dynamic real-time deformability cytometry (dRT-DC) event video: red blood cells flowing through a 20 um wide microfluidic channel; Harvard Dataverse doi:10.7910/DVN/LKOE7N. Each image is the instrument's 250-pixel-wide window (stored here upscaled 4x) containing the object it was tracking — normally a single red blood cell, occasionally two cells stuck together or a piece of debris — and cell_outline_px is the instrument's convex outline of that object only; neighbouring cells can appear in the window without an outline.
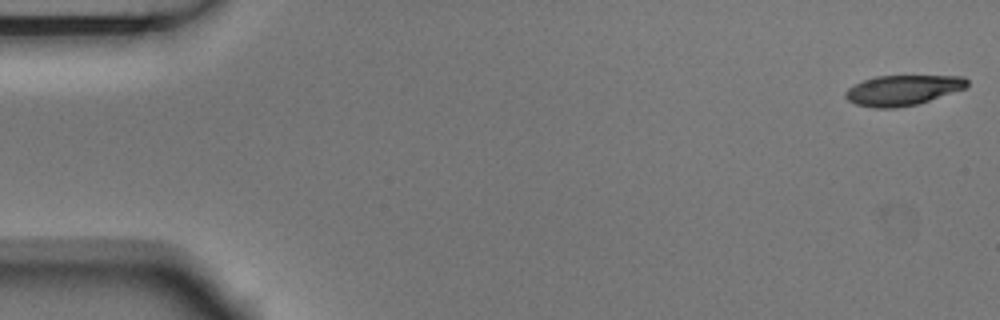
{"species": "Egyptian fruit bat (a non-hibernating species)", "species_latin": "Rousettus aegyptiacus", "temperature_condition": "room temperature", "stored_images_in_passage": 4, "camera_frame_rate_fps": 3000, "um_per_image_px": 0.085, "animal": {"sex": "male"}, "frame": {"image": 1, "passage_image": 1, "time_ms": 0.0, "image_size_px": [1000, 320], "cell_outline_px": [[968, 84], [964, 88], [916, 104], [896, 108], [872, 108], [856, 104], [848, 100], [844, 96], [844, 92], [848, 88], [864, 80], [876, 76], [964, 76], [968, 80]], "centroid_in_image_um": [76.68, 7.67], "position_along_channel_um": 8.3, "area_um2": 21.15}}
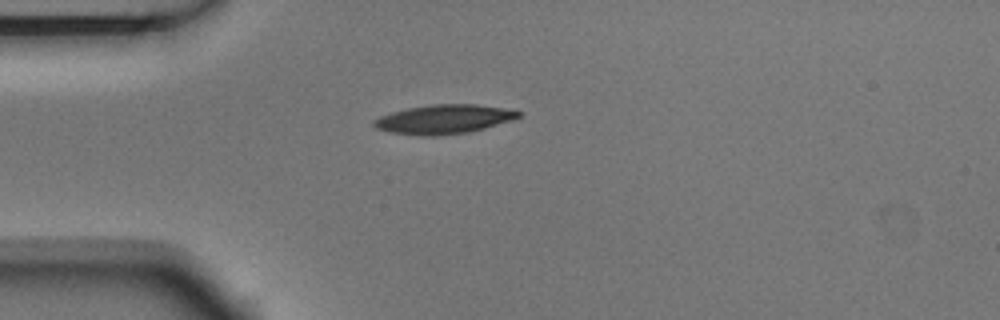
{"frame": {"image": 2, "passage_image": 4, "time_ms": 1.0, "image_size_px": [1000, 320], "cell_outline_px": [[520, 116], [512, 120], [484, 128], [468, 132], [436, 136], [424, 136], [392, 132], [376, 128], [372, 124], [372, 120], [380, 116], [392, 112], [408, 108], [432, 104], [476, 104], [500, 108], [520, 112]], "centroid_in_image_um": [37.68, 10.13], "position_along_channel_um": 47.3, "area_um2": 24.22}}